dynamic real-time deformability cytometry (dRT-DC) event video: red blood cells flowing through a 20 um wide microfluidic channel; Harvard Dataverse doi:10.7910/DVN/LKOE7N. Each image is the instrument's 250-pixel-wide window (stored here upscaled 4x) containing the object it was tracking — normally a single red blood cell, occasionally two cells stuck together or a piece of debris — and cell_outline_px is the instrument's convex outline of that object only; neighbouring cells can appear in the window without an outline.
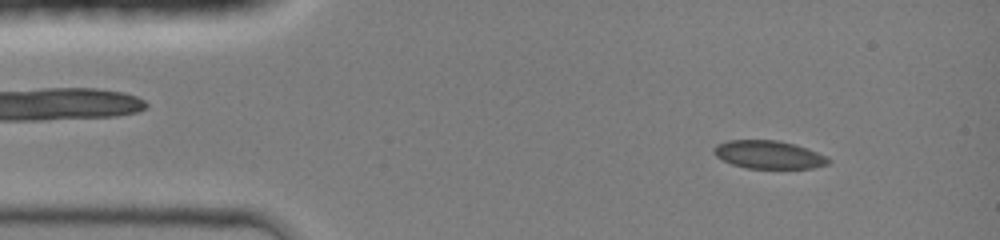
{"species": "common noctule bat (a hibernating species)", "species_latin": "Nyctalus noctula", "temperature_condition": "room temperature", "stored_images_in_passage": 43, "camera_frame_rate_fps": 3000, "um_per_image_px": 0.085, "animal": {"sex": "female", "body_mass_g": 19.0, "forearm_length_mm": 51.5}, "frame": {"image": 1, "passage_image": 4, "time_ms": 1.0, "image_size_px": [1000, 240], "cell_outline_px": [[832, 160], [828, 164], [812, 168], [748, 168], [732, 164], [716, 156], [712, 152], [712, 148], [716, 144], [728, 140], [780, 140], [808, 148], [828, 156]], "centroid_in_image_um": [65.35, 13.13], "position_along_channel_um": 19.6, "area_um2": 18.9}}
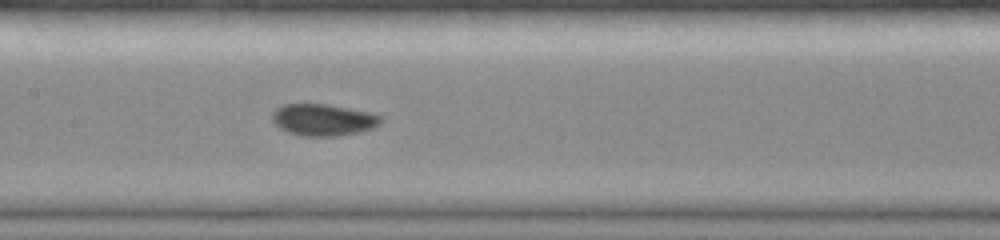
{"frame": {"image": 2, "passage_image": 20, "time_ms": 6.333, "image_size_px": [1000, 240], "cell_outline_px": [[384, 120], [380, 124], [372, 128], [360, 132], [340, 136], [304, 136], [288, 132], [280, 128], [272, 120], [272, 112], [276, 108], [284, 104], [328, 104], [372, 112], [384, 116]], "centroid_in_image_um": [27.53, 10.18], "position_along_channel_um": 179.9, "area_um2": 20.4}}
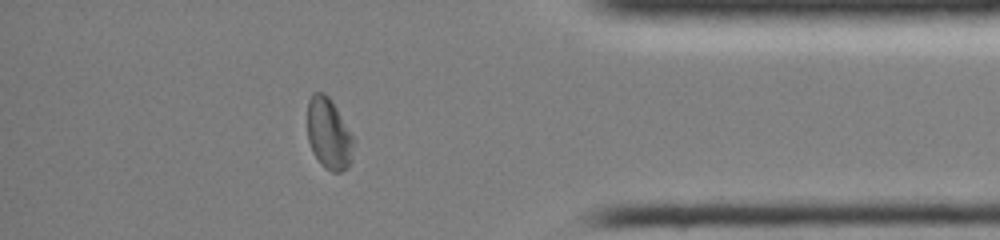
{"frame": {"image": 3, "passage_image": 37, "time_ms": 12.0, "image_size_px": [1000, 240], "cell_outline_px": [[352, 160], [348, 168], [340, 172], [332, 172], [324, 168], [320, 164], [312, 152], [308, 140], [308, 100], [312, 92], [324, 92], [332, 100], [352, 136]], "centroid_in_image_um": [27.92, 11.38], "position_along_channel_um": 407.3, "area_um2": 19.13}, "authors_computed_cell_mechanics": {"area_um2": 19.7676, "velocity_mm_per_s": 4.2956, "shape_relaxation_time_tau1_ms": 5.2545, "shape_relaxation_time_tau2_ms": null, "deformation_change_tau1": 0.128, "deformation_change_tau2": null}}